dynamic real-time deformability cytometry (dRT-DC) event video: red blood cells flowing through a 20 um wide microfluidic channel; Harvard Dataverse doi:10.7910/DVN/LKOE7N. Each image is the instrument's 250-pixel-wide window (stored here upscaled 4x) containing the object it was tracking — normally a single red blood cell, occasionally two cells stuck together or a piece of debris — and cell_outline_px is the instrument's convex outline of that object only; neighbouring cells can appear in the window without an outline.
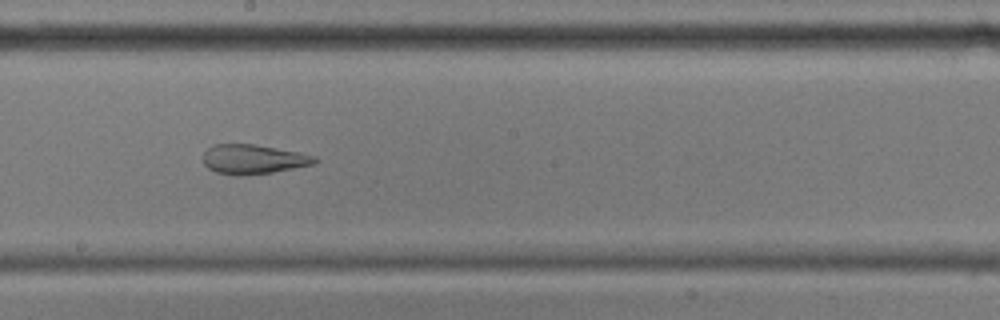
{"species": "common noctule bat (a hibernating species)", "species_latin": "Nyctalus noctula", "temperature_condition": "cold", "stored_images_in_passage": 42, "camera_frame_rate_fps": 3000, "um_per_image_px": 0.085, "animal": {"sex": "male", "body_mass_g": 17.9, "forearm_length_mm": 54.2}, "frame": {"image": 1, "passage_image": 20, "time_ms": 6.333, "image_size_px": [1000, 320], "cell_outline_px": [[320, 160], [316, 164], [272, 172], [244, 176], [232, 176], [216, 172], [208, 168], [204, 164], [204, 152], [212, 144], [252, 144], [296, 152], [316, 156]], "centroid_in_image_um": [21.52, 13.55], "position_along_channel_um": 226.7, "area_um2": 19.25}}
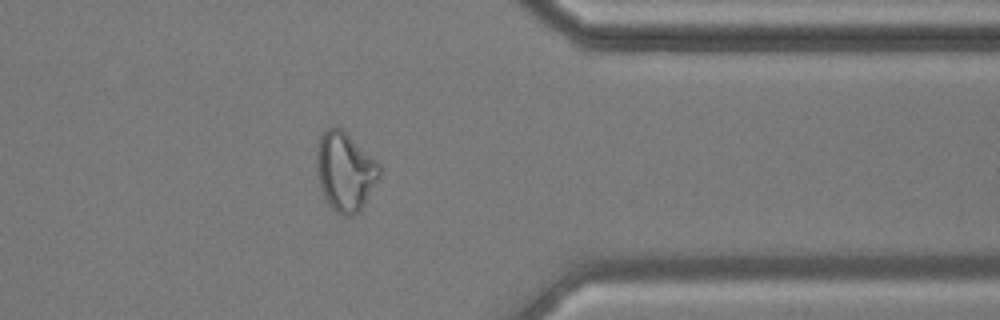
{"frame": {"image": 2, "passage_image": 34, "time_ms": 11.0, "image_size_px": [1000, 320], "cell_outline_px": [[380, 180], [360, 212], [352, 216], [340, 216], [328, 204], [324, 196], [320, 184], [316, 164], [316, 156], [320, 136], [328, 128], [340, 128], [376, 160], [380, 164]], "centroid_in_image_um": [29.37, 14.64], "position_along_channel_um": 382.0, "area_um2": 28.84}}
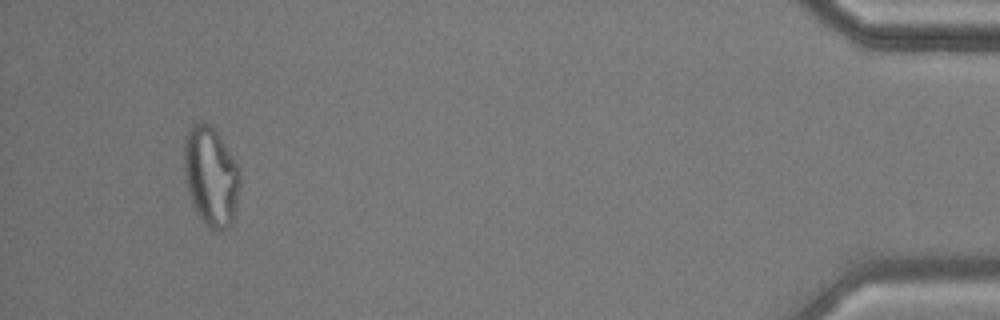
{"frame": {"image": 3, "passage_image": 42, "time_ms": 13.667, "image_size_px": [1000, 320], "cell_outline_px": [[240, 180], [232, 224], [228, 228], [220, 232], [212, 232], [204, 224], [196, 212], [188, 192], [184, 176], [184, 144], [188, 132], [192, 124], [196, 120], [204, 120], [212, 124], [220, 132], [240, 172]], "centroid_in_image_um": [17.92, 14.95], "position_along_channel_um": 417.3, "area_um2": 33.12}, "authors_computed_cell_mechanics": {"area_um2": 23.6113, "velocity_mm_per_s": 3.5992, "shape_relaxation_time_tau1_ms": null, "shape_relaxation_time_tau2_ms": 2.3764, "deformation_change_tau1": null, "deformation_change_tau2": 0.0985}}